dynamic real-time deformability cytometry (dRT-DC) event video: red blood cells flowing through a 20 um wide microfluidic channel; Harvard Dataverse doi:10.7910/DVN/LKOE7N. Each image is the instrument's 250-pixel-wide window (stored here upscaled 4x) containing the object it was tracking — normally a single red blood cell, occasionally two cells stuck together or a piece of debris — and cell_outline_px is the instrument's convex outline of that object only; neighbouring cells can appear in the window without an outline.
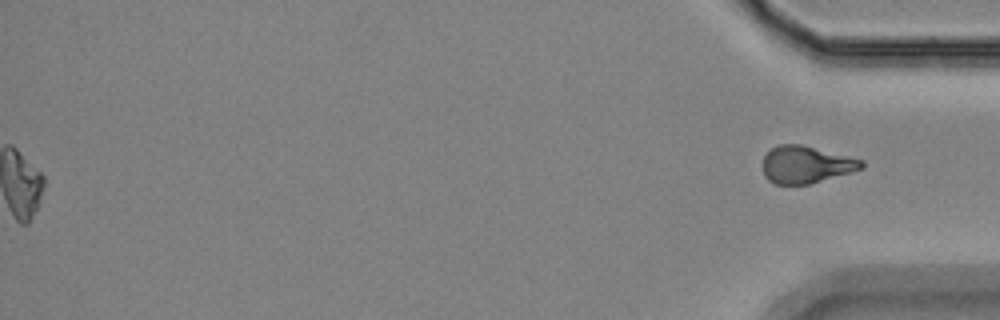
{"species": "Egyptian fruit bat (a non-hibernating species)", "species_latin": "Rousettus aegyptiacus", "temperature_condition": "room temperature", "stored_images_in_passage": 57, "segment_of_instrument_passage": [2, 2], "camera_frame_rate_fps": 3000, "um_per_image_px": 0.085, "animal": {"sex": "female"}, "frame": {"image": 1, "passage_image": 57, "time_ms": 18.667, "image_size_px": [1000, 320], "cell_outline_px": [[864, 168], [808, 184], [776, 184], [768, 180], [764, 176], [764, 156], [776, 144], [800, 144], [864, 160]], "centroid_in_image_um": [68.51, 13.98], "position_along_channel_um": 366.7, "area_um2": 21.15}}